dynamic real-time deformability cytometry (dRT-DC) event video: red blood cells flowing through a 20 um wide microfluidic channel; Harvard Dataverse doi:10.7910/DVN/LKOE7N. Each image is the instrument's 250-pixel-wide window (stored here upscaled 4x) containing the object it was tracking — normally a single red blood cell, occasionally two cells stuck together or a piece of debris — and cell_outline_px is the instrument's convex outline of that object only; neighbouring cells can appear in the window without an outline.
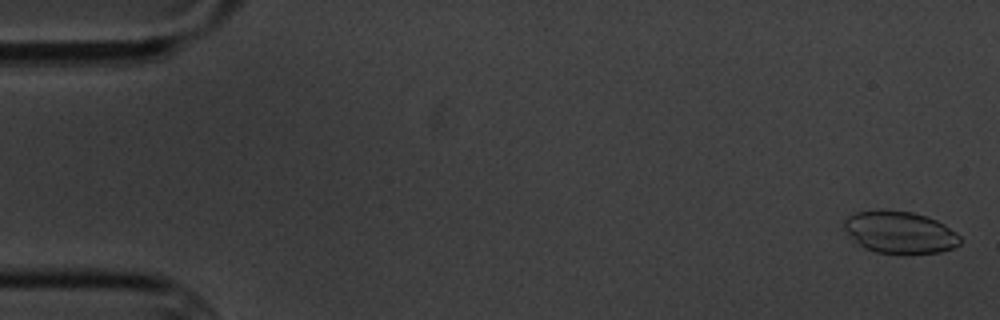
{"species": "common noctule bat (a hibernating species)", "species_latin": "Nyctalus noctula", "temperature_condition": "cold", "stored_images_in_passage": 4, "camera_frame_rate_fps": 3000, "um_per_image_px": 0.085, "animal": {"sex": "male", "body_mass_g": 20.1, "forearm_length_mm": 53.5}, "frame": {"image": 1, "passage_image": 1, "time_ms": 0.0, "image_size_px": [1000, 320], "cell_outline_px": [[960, 244], [952, 248], [940, 252], [904, 256], [876, 252], [864, 248], [844, 228], [844, 220], [848, 216], [856, 212], [880, 208], [884, 208], [912, 212], [936, 220], [944, 224], [956, 232], [960, 236]], "centroid_in_image_um": [76.5, 19.76], "position_along_channel_um": 8.5, "area_um2": 29.02}}